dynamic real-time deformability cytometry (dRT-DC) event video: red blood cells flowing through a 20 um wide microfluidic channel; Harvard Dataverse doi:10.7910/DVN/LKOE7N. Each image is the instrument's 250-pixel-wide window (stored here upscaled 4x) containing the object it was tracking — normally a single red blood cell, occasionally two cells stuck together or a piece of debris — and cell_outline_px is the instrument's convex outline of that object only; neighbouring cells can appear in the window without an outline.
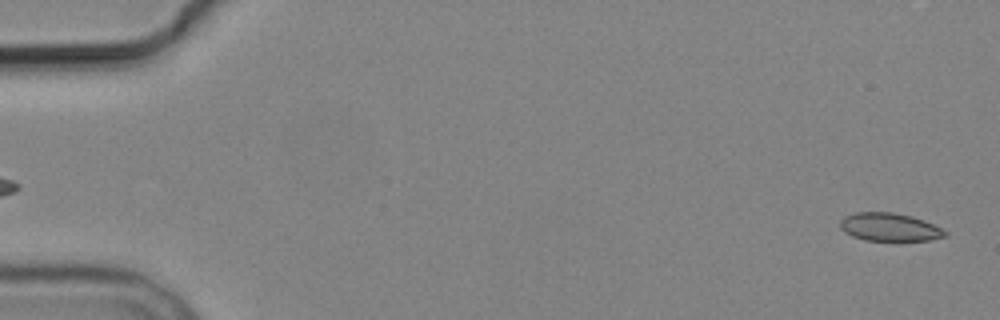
{"species": "common noctule bat (a hibernating species)", "species_latin": "Nyctalus noctula", "temperature_condition": "cold", "stored_images_in_passage": 5, "camera_frame_rate_fps": 3000, "um_per_image_px": 0.085, "animal": {"sex": "male", "body_mass_g": 19.2, "forearm_length_mm": 51.8}, "frame": {"image": 1, "passage_image": 5, "time_ms": 5.667, "image_size_px": [1000, 320], "cell_outline_px": [[948, 236], [928, 240], [864, 240], [852, 236], [844, 232], [840, 228], [840, 220], [844, 216], [856, 212], [892, 212], [912, 216], [924, 220], [948, 232]], "centroid_in_image_um": [75.59, 19.29], "position_along_channel_um": 9.4, "area_um2": 17.17}}